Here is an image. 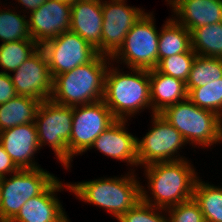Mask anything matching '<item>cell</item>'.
<instances>
[{
	"label": "cell",
	"mask_w": 222,
	"mask_h": 222,
	"mask_svg": "<svg viewBox=\"0 0 222 222\" xmlns=\"http://www.w3.org/2000/svg\"><path fill=\"white\" fill-rule=\"evenodd\" d=\"M190 164L186 159H183L172 162H156L144 166L149 181L148 188L149 190L151 188L150 194L154 200L148 196L143 186H141V200L166 210L192 199L198 177Z\"/></svg>",
	"instance_id": "cell-1"
},
{
	"label": "cell",
	"mask_w": 222,
	"mask_h": 222,
	"mask_svg": "<svg viewBox=\"0 0 222 222\" xmlns=\"http://www.w3.org/2000/svg\"><path fill=\"white\" fill-rule=\"evenodd\" d=\"M110 59V57L98 54L92 61L77 66L72 71L56 75L53 78L50 99L55 103L70 107L103 100L105 75Z\"/></svg>",
	"instance_id": "cell-2"
},
{
	"label": "cell",
	"mask_w": 222,
	"mask_h": 222,
	"mask_svg": "<svg viewBox=\"0 0 222 222\" xmlns=\"http://www.w3.org/2000/svg\"><path fill=\"white\" fill-rule=\"evenodd\" d=\"M109 69L105 75L103 101L116 120H127L139 110L152 107L149 70L133 68L130 69L133 74H126L116 67Z\"/></svg>",
	"instance_id": "cell-3"
},
{
	"label": "cell",
	"mask_w": 222,
	"mask_h": 222,
	"mask_svg": "<svg viewBox=\"0 0 222 222\" xmlns=\"http://www.w3.org/2000/svg\"><path fill=\"white\" fill-rule=\"evenodd\" d=\"M131 174L69 184L70 192L84 202L102 207L118 219L141 200L140 182Z\"/></svg>",
	"instance_id": "cell-4"
},
{
	"label": "cell",
	"mask_w": 222,
	"mask_h": 222,
	"mask_svg": "<svg viewBox=\"0 0 222 222\" xmlns=\"http://www.w3.org/2000/svg\"><path fill=\"white\" fill-rule=\"evenodd\" d=\"M184 138L186 143L209 147L222 141V118L202 109L188 98L166 107L159 113Z\"/></svg>",
	"instance_id": "cell-5"
},
{
	"label": "cell",
	"mask_w": 222,
	"mask_h": 222,
	"mask_svg": "<svg viewBox=\"0 0 222 222\" xmlns=\"http://www.w3.org/2000/svg\"><path fill=\"white\" fill-rule=\"evenodd\" d=\"M34 123L40 148L49 143L57 159L68 169L72 161L69 155V141L73 107L55 103L51 99L44 100L39 105Z\"/></svg>",
	"instance_id": "cell-6"
},
{
	"label": "cell",
	"mask_w": 222,
	"mask_h": 222,
	"mask_svg": "<svg viewBox=\"0 0 222 222\" xmlns=\"http://www.w3.org/2000/svg\"><path fill=\"white\" fill-rule=\"evenodd\" d=\"M0 178V222H10L30 198L40 195L57 177L42 168L19 169Z\"/></svg>",
	"instance_id": "cell-7"
},
{
	"label": "cell",
	"mask_w": 222,
	"mask_h": 222,
	"mask_svg": "<svg viewBox=\"0 0 222 222\" xmlns=\"http://www.w3.org/2000/svg\"><path fill=\"white\" fill-rule=\"evenodd\" d=\"M153 14L145 13L125 36L119 50L111 57L121 59L130 69H155L158 65L159 33ZM121 56V57H120Z\"/></svg>",
	"instance_id": "cell-8"
},
{
	"label": "cell",
	"mask_w": 222,
	"mask_h": 222,
	"mask_svg": "<svg viewBox=\"0 0 222 222\" xmlns=\"http://www.w3.org/2000/svg\"><path fill=\"white\" fill-rule=\"evenodd\" d=\"M153 126L145 137L137 138L138 165L147 166L156 162H172L185 159L175 154L186 144L182 135L159 113L152 115ZM185 143V144H184ZM178 157V158H177Z\"/></svg>",
	"instance_id": "cell-9"
},
{
	"label": "cell",
	"mask_w": 222,
	"mask_h": 222,
	"mask_svg": "<svg viewBox=\"0 0 222 222\" xmlns=\"http://www.w3.org/2000/svg\"><path fill=\"white\" fill-rule=\"evenodd\" d=\"M40 48L46 55L52 78L72 71L98 55L97 49L71 30L44 42Z\"/></svg>",
	"instance_id": "cell-10"
},
{
	"label": "cell",
	"mask_w": 222,
	"mask_h": 222,
	"mask_svg": "<svg viewBox=\"0 0 222 222\" xmlns=\"http://www.w3.org/2000/svg\"><path fill=\"white\" fill-rule=\"evenodd\" d=\"M115 121L103 100L74 106L69 155L73 157L90 149L94 140Z\"/></svg>",
	"instance_id": "cell-11"
},
{
	"label": "cell",
	"mask_w": 222,
	"mask_h": 222,
	"mask_svg": "<svg viewBox=\"0 0 222 222\" xmlns=\"http://www.w3.org/2000/svg\"><path fill=\"white\" fill-rule=\"evenodd\" d=\"M102 14V55L111 58L122 46L127 33L145 12L128 6L125 0H110L102 1Z\"/></svg>",
	"instance_id": "cell-12"
},
{
	"label": "cell",
	"mask_w": 222,
	"mask_h": 222,
	"mask_svg": "<svg viewBox=\"0 0 222 222\" xmlns=\"http://www.w3.org/2000/svg\"><path fill=\"white\" fill-rule=\"evenodd\" d=\"M10 73L17 95L48 100L53 91V78L44 51L39 48L17 70ZM12 75V76H11Z\"/></svg>",
	"instance_id": "cell-13"
},
{
	"label": "cell",
	"mask_w": 222,
	"mask_h": 222,
	"mask_svg": "<svg viewBox=\"0 0 222 222\" xmlns=\"http://www.w3.org/2000/svg\"><path fill=\"white\" fill-rule=\"evenodd\" d=\"M28 27L30 37L41 46L70 30L71 6L59 0H47L35 11L30 12Z\"/></svg>",
	"instance_id": "cell-14"
},
{
	"label": "cell",
	"mask_w": 222,
	"mask_h": 222,
	"mask_svg": "<svg viewBox=\"0 0 222 222\" xmlns=\"http://www.w3.org/2000/svg\"><path fill=\"white\" fill-rule=\"evenodd\" d=\"M57 178L38 196L30 198L10 222H69L55 192L66 187ZM55 196V197H54Z\"/></svg>",
	"instance_id": "cell-15"
},
{
	"label": "cell",
	"mask_w": 222,
	"mask_h": 222,
	"mask_svg": "<svg viewBox=\"0 0 222 222\" xmlns=\"http://www.w3.org/2000/svg\"><path fill=\"white\" fill-rule=\"evenodd\" d=\"M0 143L19 169L39 168L33 157L40 150L34 122L0 132Z\"/></svg>",
	"instance_id": "cell-16"
},
{
	"label": "cell",
	"mask_w": 222,
	"mask_h": 222,
	"mask_svg": "<svg viewBox=\"0 0 222 222\" xmlns=\"http://www.w3.org/2000/svg\"><path fill=\"white\" fill-rule=\"evenodd\" d=\"M102 0H79L71 6L70 30L102 55Z\"/></svg>",
	"instance_id": "cell-17"
},
{
	"label": "cell",
	"mask_w": 222,
	"mask_h": 222,
	"mask_svg": "<svg viewBox=\"0 0 222 222\" xmlns=\"http://www.w3.org/2000/svg\"><path fill=\"white\" fill-rule=\"evenodd\" d=\"M126 122L116 120L94 140L90 149L97 148L105 156L138 166L137 137L126 131Z\"/></svg>",
	"instance_id": "cell-18"
},
{
	"label": "cell",
	"mask_w": 222,
	"mask_h": 222,
	"mask_svg": "<svg viewBox=\"0 0 222 222\" xmlns=\"http://www.w3.org/2000/svg\"><path fill=\"white\" fill-rule=\"evenodd\" d=\"M172 10L178 17L174 19L190 32L197 27L222 22V0H182Z\"/></svg>",
	"instance_id": "cell-19"
},
{
	"label": "cell",
	"mask_w": 222,
	"mask_h": 222,
	"mask_svg": "<svg viewBox=\"0 0 222 222\" xmlns=\"http://www.w3.org/2000/svg\"><path fill=\"white\" fill-rule=\"evenodd\" d=\"M149 80L152 115L188 98L186 83L178 78L163 74L155 68L149 70Z\"/></svg>",
	"instance_id": "cell-20"
},
{
	"label": "cell",
	"mask_w": 222,
	"mask_h": 222,
	"mask_svg": "<svg viewBox=\"0 0 222 222\" xmlns=\"http://www.w3.org/2000/svg\"><path fill=\"white\" fill-rule=\"evenodd\" d=\"M40 103V100L17 95L1 104L0 132L18 125L34 122Z\"/></svg>",
	"instance_id": "cell-21"
},
{
	"label": "cell",
	"mask_w": 222,
	"mask_h": 222,
	"mask_svg": "<svg viewBox=\"0 0 222 222\" xmlns=\"http://www.w3.org/2000/svg\"><path fill=\"white\" fill-rule=\"evenodd\" d=\"M160 31L158 62L162 58L188 52L191 49V32L174 18L170 17Z\"/></svg>",
	"instance_id": "cell-22"
},
{
	"label": "cell",
	"mask_w": 222,
	"mask_h": 222,
	"mask_svg": "<svg viewBox=\"0 0 222 222\" xmlns=\"http://www.w3.org/2000/svg\"><path fill=\"white\" fill-rule=\"evenodd\" d=\"M191 48L199 56L222 58V22L193 29Z\"/></svg>",
	"instance_id": "cell-23"
},
{
	"label": "cell",
	"mask_w": 222,
	"mask_h": 222,
	"mask_svg": "<svg viewBox=\"0 0 222 222\" xmlns=\"http://www.w3.org/2000/svg\"><path fill=\"white\" fill-rule=\"evenodd\" d=\"M205 222H222V187L196 180L193 193Z\"/></svg>",
	"instance_id": "cell-24"
},
{
	"label": "cell",
	"mask_w": 222,
	"mask_h": 222,
	"mask_svg": "<svg viewBox=\"0 0 222 222\" xmlns=\"http://www.w3.org/2000/svg\"><path fill=\"white\" fill-rule=\"evenodd\" d=\"M40 46L34 40H17L0 45V66L5 71H15L28 58H30Z\"/></svg>",
	"instance_id": "cell-25"
},
{
	"label": "cell",
	"mask_w": 222,
	"mask_h": 222,
	"mask_svg": "<svg viewBox=\"0 0 222 222\" xmlns=\"http://www.w3.org/2000/svg\"><path fill=\"white\" fill-rule=\"evenodd\" d=\"M222 78V58L196 55L186 81V88L205 86Z\"/></svg>",
	"instance_id": "cell-26"
},
{
	"label": "cell",
	"mask_w": 222,
	"mask_h": 222,
	"mask_svg": "<svg viewBox=\"0 0 222 222\" xmlns=\"http://www.w3.org/2000/svg\"><path fill=\"white\" fill-rule=\"evenodd\" d=\"M188 99L202 109L215 112L222 118V78L205 86L187 88Z\"/></svg>",
	"instance_id": "cell-27"
},
{
	"label": "cell",
	"mask_w": 222,
	"mask_h": 222,
	"mask_svg": "<svg viewBox=\"0 0 222 222\" xmlns=\"http://www.w3.org/2000/svg\"><path fill=\"white\" fill-rule=\"evenodd\" d=\"M27 15H19L17 12L0 9V39L2 43L17 40H33L30 37Z\"/></svg>",
	"instance_id": "cell-28"
},
{
	"label": "cell",
	"mask_w": 222,
	"mask_h": 222,
	"mask_svg": "<svg viewBox=\"0 0 222 222\" xmlns=\"http://www.w3.org/2000/svg\"><path fill=\"white\" fill-rule=\"evenodd\" d=\"M196 55L191 48L188 52L162 58L158 62L156 69L163 74L178 78L186 83Z\"/></svg>",
	"instance_id": "cell-29"
},
{
	"label": "cell",
	"mask_w": 222,
	"mask_h": 222,
	"mask_svg": "<svg viewBox=\"0 0 222 222\" xmlns=\"http://www.w3.org/2000/svg\"><path fill=\"white\" fill-rule=\"evenodd\" d=\"M158 210L162 208L154 207L144 201H138L125 214L121 215L117 221L119 222H169L168 217L162 215ZM158 211V212H157Z\"/></svg>",
	"instance_id": "cell-30"
},
{
	"label": "cell",
	"mask_w": 222,
	"mask_h": 222,
	"mask_svg": "<svg viewBox=\"0 0 222 222\" xmlns=\"http://www.w3.org/2000/svg\"><path fill=\"white\" fill-rule=\"evenodd\" d=\"M169 222H205L199 204L194 198L166 209Z\"/></svg>",
	"instance_id": "cell-31"
},
{
	"label": "cell",
	"mask_w": 222,
	"mask_h": 222,
	"mask_svg": "<svg viewBox=\"0 0 222 222\" xmlns=\"http://www.w3.org/2000/svg\"><path fill=\"white\" fill-rule=\"evenodd\" d=\"M17 93L12 83L10 73L0 72V105L16 97Z\"/></svg>",
	"instance_id": "cell-32"
},
{
	"label": "cell",
	"mask_w": 222,
	"mask_h": 222,
	"mask_svg": "<svg viewBox=\"0 0 222 222\" xmlns=\"http://www.w3.org/2000/svg\"><path fill=\"white\" fill-rule=\"evenodd\" d=\"M18 170L19 168L14 164L0 143V178L5 177L8 173H15Z\"/></svg>",
	"instance_id": "cell-33"
},
{
	"label": "cell",
	"mask_w": 222,
	"mask_h": 222,
	"mask_svg": "<svg viewBox=\"0 0 222 222\" xmlns=\"http://www.w3.org/2000/svg\"><path fill=\"white\" fill-rule=\"evenodd\" d=\"M47 0H18V3L24 5L26 9L35 11L38 7L44 4Z\"/></svg>",
	"instance_id": "cell-34"
},
{
	"label": "cell",
	"mask_w": 222,
	"mask_h": 222,
	"mask_svg": "<svg viewBox=\"0 0 222 222\" xmlns=\"http://www.w3.org/2000/svg\"><path fill=\"white\" fill-rule=\"evenodd\" d=\"M172 8L174 9L182 0H167Z\"/></svg>",
	"instance_id": "cell-35"
},
{
	"label": "cell",
	"mask_w": 222,
	"mask_h": 222,
	"mask_svg": "<svg viewBox=\"0 0 222 222\" xmlns=\"http://www.w3.org/2000/svg\"><path fill=\"white\" fill-rule=\"evenodd\" d=\"M59 1L72 6L73 4H75L79 0H59Z\"/></svg>",
	"instance_id": "cell-36"
}]
</instances>
